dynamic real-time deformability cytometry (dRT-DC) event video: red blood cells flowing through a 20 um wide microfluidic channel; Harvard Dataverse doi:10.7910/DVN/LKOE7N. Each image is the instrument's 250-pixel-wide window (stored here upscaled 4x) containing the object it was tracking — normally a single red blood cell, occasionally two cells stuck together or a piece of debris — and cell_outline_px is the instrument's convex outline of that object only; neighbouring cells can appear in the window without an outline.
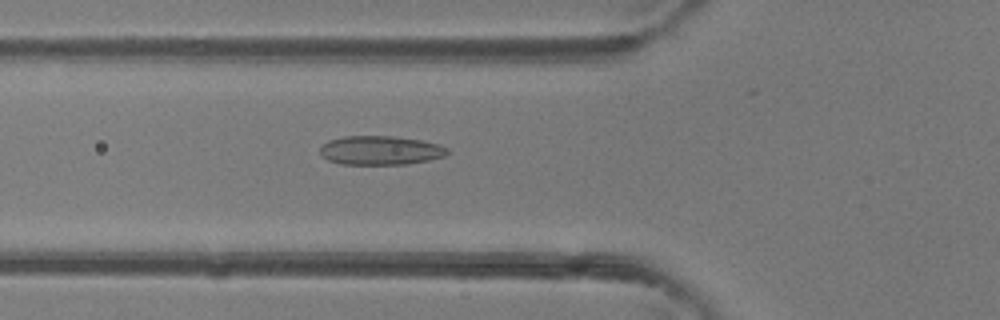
{"species": "common noctule bat (a hibernating species)", "species_latin": "Nyctalus noctula", "temperature_condition": "room temperature", "stored_images_in_passage": 47, "camera_frame_rate_fps": 3000, "um_per_image_px": 0.085, "animal": {"sex": "female"}, "frame": {"image": 1, "passage_image": 17, "time_ms": 5.333, "image_size_px": [1000, 320], "cell_outline_px": [[448, 152], [444, 156], [428, 160], [408, 164], [340, 164], [328, 160], [320, 156], [320, 148], [328, 140], [344, 136], [392, 136], [420, 140], [440, 144], [448, 148]], "centroid_in_image_um": [32.32, 12.78], "position_along_channel_um": 93.5, "area_um2": 21.56}}
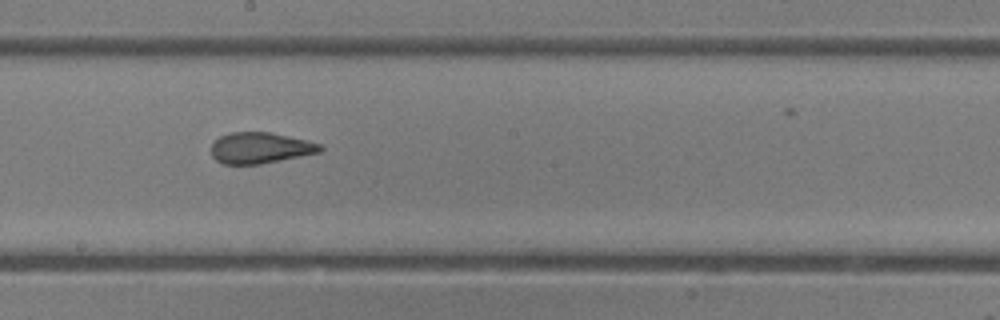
{"frame": {"image": 2, "passage_image": 26, "time_ms": 8.333, "image_size_px": [1000, 320], "cell_outline_px": [[324, 148], [320, 152], [260, 164], [224, 164], [216, 160], [212, 156], [212, 144], [220, 136], [232, 132], [268, 132], [288, 136], [320, 144]], "centroid_in_image_um": [22.1, 12.57], "position_along_channel_um": 226.1, "area_um2": 19.42}}
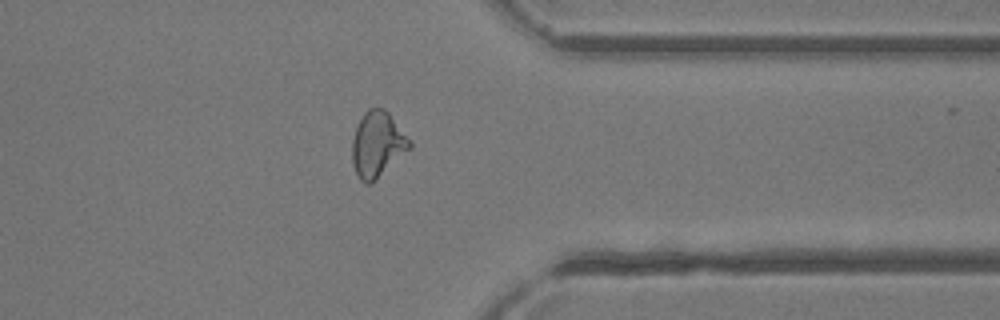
{"frame": {"image": 3, "passage_image": 37, "time_ms": 12.0, "image_size_px": [1000, 320], "cell_outline_px": [[412, 148], [368, 184], [364, 184], [360, 180], [356, 172], [352, 160], [352, 140], [356, 128], [364, 112], [368, 108], [384, 108], [388, 112], [412, 144]], "centroid_in_image_um": [32.06, 12.25], "position_along_channel_um": 379.3, "area_um2": 21.39}, "authors_computed_cell_mechanics": {"area_um2": 21.7906, "velocity_mm_per_s": 4.3959, "shape_relaxation_time_tau1_ms": 5.9052, "shape_relaxation_time_tau2_ms": 1.2621, "deformation_change_tau1": 0.1552, "deformation_change_tau2": 0.0965}}